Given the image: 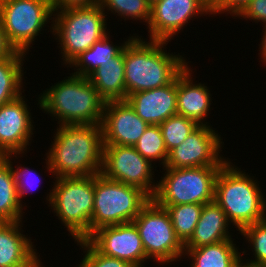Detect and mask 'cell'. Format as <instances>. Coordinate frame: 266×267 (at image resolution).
Masks as SVG:
<instances>
[{
  "instance_id": "d6986e66",
  "label": "cell",
  "mask_w": 266,
  "mask_h": 267,
  "mask_svg": "<svg viewBox=\"0 0 266 267\" xmlns=\"http://www.w3.org/2000/svg\"><path fill=\"white\" fill-rule=\"evenodd\" d=\"M190 71L187 66L177 77V115L192 119L199 125H208L204 120L210 112V90L202 83L193 84Z\"/></svg>"
},
{
  "instance_id": "5bb4252c",
  "label": "cell",
  "mask_w": 266,
  "mask_h": 267,
  "mask_svg": "<svg viewBox=\"0 0 266 267\" xmlns=\"http://www.w3.org/2000/svg\"><path fill=\"white\" fill-rule=\"evenodd\" d=\"M87 240L100 253L127 261L135 267H144V262L148 260L139 231L133 222L101 227Z\"/></svg>"
},
{
  "instance_id": "7402d4cb",
  "label": "cell",
  "mask_w": 266,
  "mask_h": 267,
  "mask_svg": "<svg viewBox=\"0 0 266 267\" xmlns=\"http://www.w3.org/2000/svg\"><path fill=\"white\" fill-rule=\"evenodd\" d=\"M20 153L0 156V222L22 221L23 205L19 201L11 158ZM12 156V157H11Z\"/></svg>"
},
{
  "instance_id": "484cf974",
  "label": "cell",
  "mask_w": 266,
  "mask_h": 267,
  "mask_svg": "<svg viewBox=\"0 0 266 267\" xmlns=\"http://www.w3.org/2000/svg\"><path fill=\"white\" fill-rule=\"evenodd\" d=\"M161 207L168 212L176 236L185 244L194 233L203 204H179Z\"/></svg>"
},
{
  "instance_id": "44dd1931",
  "label": "cell",
  "mask_w": 266,
  "mask_h": 267,
  "mask_svg": "<svg viewBox=\"0 0 266 267\" xmlns=\"http://www.w3.org/2000/svg\"><path fill=\"white\" fill-rule=\"evenodd\" d=\"M124 48L87 78L105 101L126 100Z\"/></svg>"
},
{
  "instance_id": "74e56055",
  "label": "cell",
  "mask_w": 266,
  "mask_h": 267,
  "mask_svg": "<svg viewBox=\"0 0 266 267\" xmlns=\"http://www.w3.org/2000/svg\"><path fill=\"white\" fill-rule=\"evenodd\" d=\"M237 267H266V265L253 264V263L247 262V260L245 263L244 260L241 258L237 264Z\"/></svg>"
},
{
  "instance_id": "d6a6232c",
  "label": "cell",
  "mask_w": 266,
  "mask_h": 267,
  "mask_svg": "<svg viewBox=\"0 0 266 267\" xmlns=\"http://www.w3.org/2000/svg\"><path fill=\"white\" fill-rule=\"evenodd\" d=\"M237 16L257 23L262 21L266 25V0H250L235 17Z\"/></svg>"
},
{
  "instance_id": "d590c367",
  "label": "cell",
  "mask_w": 266,
  "mask_h": 267,
  "mask_svg": "<svg viewBox=\"0 0 266 267\" xmlns=\"http://www.w3.org/2000/svg\"><path fill=\"white\" fill-rule=\"evenodd\" d=\"M14 49L8 44L0 20V60L9 57Z\"/></svg>"
},
{
  "instance_id": "cb8c5ba5",
  "label": "cell",
  "mask_w": 266,
  "mask_h": 267,
  "mask_svg": "<svg viewBox=\"0 0 266 267\" xmlns=\"http://www.w3.org/2000/svg\"><path fill=\"white\" fill-rule=\"evenodd\" d=\"M108 36L107 34L101 40L95 42L91 48L83 52L70 64L69 67H76V69L74 68L76 72L73 74L88 77L93 71L115 58L123 50L125 44L132 38L130 36L121 46H117V44H112Z\"/></svg>"
},
{
  "instance_id": "d4e9b609",
  "label": "cell",
  "mask_w": 266,
  "mask_h": 267,
  "mask_svg": "<svg viewBox=\"0 0 266 267\" xmlns=\"http://www.w3.org/2000/svg\"><path fill=\"white\" fill-rule=\"evenodd\" d=\"M25 53L14 51L9 57L0 60V106L22 94L23 61Z\"/></svg>"
},
{
  "instance_id": "2e32d148",
  "label": "cell",
  "mask_w": 266,
  "mask_h": 267,
  "mask_svg": "<svg viewBox=\"0 0 266 267\" xmlns=\"http://www.w3.org/2000/svg\"><path fill=\"white\" fill-rule=\"evenodd\" d=\"M22 94L0 106V156L24 154L34 134L33 121Z\"/></svg>"
},
{
  "instance_id": "3957f363",
  "label": "cell",
  "mask_w": 266,
  "mask_h": 267,
  "mask_svg": "<svg viewBox=\"0 0 266 267\" xmlns=\"http://www.w3.org/2000/svg\"><path fill=\"white\" fill-rule=\"evenodd\" d=\"M46 90L37 104L58 119L59 126L101 124L106 101L87 77L72 73Z\"/></svg>"
},
{
  "instance_id": "ac0fdd59",
  "label": "cell",
  "mask_w": 266,
  "mask_h": 267,
  "mask_svg": "<svg viewBox=\"0 0 266 267\" xmlns=\"http://www.w3.org/2000/svg\"><path fill=\"white\" fill-rule=\"evenodd\" d=\"M21 225V221L0 222V267H32L40 260Z\"/></svg>"
},
{
  "instance_id": "5b68a950",
  "label": "cell",
  "mask_w": 266,
  "mask_h": 267,
  "mask_svg": "<svg viewBox=\"0 0 266 267\" xmlns=\"http://www.w3.org/2000/svg\"><path fill=\"white\" fill-rule=\"evenodd\" d=\"M46 197L61 223L75 242L91 235L95 175L55 178Z\"/></svg>"
},
{
  "instance_id": "9a60e30c",
  "label": "cell",
  "mask_w": 266,
  "mask_h": 267,
  "mask_svg": "<svg viewBox=\"0 0 266 267\" xmlns=\"http://www.w3.org/2000/svg\"><path fill=\"white\" fill-rule=\"evenodd\" d=\"M148 126L127 100L105 102L101 122L104 145L134 146Z\"/></svg>"
},
{
  "instance_id": "8fae6325",
  "label": "cell",
  "mask_w": 266,
  "mask_h": 267,
  "mask_svg": "<svg viewBox=\"0 0 266 267\" xmlns=\"http://www.w3.org/2000/svg\"><path fill=\"white\" fill-rule=\"evenodd\" d=\"M152 165L134 146L104 145L101 174L109 179L137 187L151 199L158 186V183L153 182Z\"/></svg>"
},
{
  "instance_id": "f35d334b",
  "label": "cell",
  "mask_w": 266,
  "mask_h": 267,
  "mask_svg": "<svg viewBox=\"0 0 266 267\" xmlns=\"http://www.w3.org/2000/svg\"><path fill=\"white\" fill-rule=\"evenodd\" d=\"M32 267H43V265H42L41 261L38 260Z\"/></svg>"
},
{
  "instance_id": "4dcf8cb0",
  "label": "cell",
  "mask_w": 266,
  "mask_h": 267,
  "mask_svg": "<svg viewBox=\"0 0 266 267\" xmlns=\"http://www.w3.org/2000/svg\"><path fill=\"white\" fill-rule=\"evenodd\" d=\"M77 244L84 250L81 262L86 267H135L127 261L100 253L87 239L77 240Z\"/></svg>"
},
{
  "instance_id": "7c38bea8",
  "label": "cell",
  "mask_w": 266,
  "mask_h": 267,
  "mask_svg": "<svg viewBox=\"0 0 266 267\" xmlns=\"http://www.w3.org/2000/svg\"><path fill=\"white\" fill-rule=\"evenodd\" d=\"M206 14L212 15L211 0H159L151 6L149 40L170 42L191 18Z\"/></svg>"
},
{
  "instance_id": "9c48e42d",
  "label": "cell",
  "mask_w": 266,
  "mask_h": 267,
  "mask_svg": "<svg viewBox=\"0 0 266 267\" xmlns=\"http://www.w3.org/2000/svg\"><path fill=\"white\" fill-rule=\"evenodd\" d=\"M52 16L54 11L49 0H0V20L14 51L27 54L44 26L50 20L53 22Z\"/></svg>"
},
{
  "instance_id": "e0dca14e",
  "label": "cell",
  "mask_w": 266,
  "mask_h": 267,
  "mask_svg": "<svg viewBox=\"0 0 266 267\" xmlns=\"http://www.w3.org/2000/svg\"><path fill=\"white\" fill-rule=\"evenodd\" d=\"M126 100L146 123L160 125L177 115V78L168 85L130 94Z\"/></svg>"
},
{
  "instance_id": "f546056e",
  "label": "cell",
  "mask_w": 266,
  "mask_h": 267,
  "mask_svg": "<svg viewBox=\"0 0 266 267\" xmlns=\"http://www.w3.org/2000/svg\"><path fill=\"white\" fill-rule=\"evenodd\" d=\"M240 233L252 246L255 259L248 262L266 265V219L245 227Z\"/></svg>"
},
{
  "instance_id": "8d00e7d4",
  "label": "cell",
  "mask_w": 266,
  "mask_h": 267,
  "mask_svg": "<svg viewBox=\"0 0 266 267\" xmlns=\"http://www.w3.org/2000/svg\"><path fill=\"white\" fill-rule=\"evenodd\" d=\"M264 31H262V32H264L263 33V38H261V44H259V45H261L260 46V56H261V58H262V62H264L265 64H266V25H264V29H263Z\"/></svg>"
},
{
  "instance_id": "603a6c76",
  "label": "cell",
  "mask_w": 266,
  "mask_h": 267,
  "mask_svg": "<svg viewBox=\"0 0 266 267\" xmlns=\"http://www.w3.org/2000/svg\"><path fill=\"white\" fill-rule=\"evenodd\" d=\"M184 249V254L192 259L191 267H237L242 258L232 239Z\"/></svg>"
},
{
  "instance_id": "836d02e7",
  "label": "cell",
  "mask_w": 266,
  "mask_h": 267,
  "mask_svg": "<svg viewBox=\"0 0 266 267\" xmlns=\"http://www.w3.org/2000/svg\"><path fill=\"white\" fill-rule=\"evenodd\" d=\"M250 0H211L212 15L226 13L235 17Z\"/></svg>"
},
{
  "instance_id": "e575fe53",
  "label": "cell",
  "mask_w": 266,
  "mask_h": 267,
  "mask_svg": "<svg viewBox=\"0 0 266 267\" xmlns=\"http://www.w3.org/2000/svg\"><path fill=\"white\" fill-rule=\"evenodd\" d=\"M99 0H52L53 11L67 8L91 7L98 4Z\"/></svg>"
},
{
  "instance_id": "ffe728a7",
  "label": "cell",
  "mask_w": 266,
  "mask_h": 267,
  "mask_svg": "<svg viewBox=\"0 0 266 267\" xmlns=\"http://www.w3.org/2000/svg\"><path fill=\"white\" fill-rule=\"evenodd\" d=\"M228 225L230 223L225 212L215 201L204 204L194 233L184 248H197L232 239Z\"/></svg>"
},
{
  "instance_id": "6da1fadb",
  "label": "cell",
  "mask_w": 266,
  "mask_h": 267,
  "mask_svg": "<svg viewBox=\"0 0 266 267\" xmlns=\"http://www.w3.org/2000/svg\"><path fill=\"white\" fill-rule=\"evenodd\" d=\"M47 156L46 168L55 178L101 173L104 138L101 124L60 125Z\"/></svg>"
},
{
  "instance_id": "1f68e13d",
  "label": "cell",
  "mask_w": 266,
  "mask_h": 267,
  "mask_svg": "<svg viewBox=\"0 0 266 267\" xmlns=\"http://www.w3.org/2000/svg\"><path fill=\"white\" fill-rule=\"evenodd\" d=\"M20 166H18L15 170H14L13 166H12V168H13V173L15 176V183L17 186L19 201L22 204L23 203L22 199H23L24 195L26 193L30 192L31 189L32 190L34 189L32 186L35 185V183L33 184L32 181L37 180V182H36V185H37V183L39 184V179L41 180V178H38V177H40L39 173H37L33 169L31 170L26 166L25 167H22V165H20ZM31 177H34V178H31ZM38 186H36V187L38 188ZM28 188H30V189H28Z\"/></svg>"
},
{
  "instance_id": "52a82bcc",
  "label": "cell",
  "mask_w": 266,
  "mask_h": 267,
  "mask_svg": "<svg viewBox=\"0 0 266 267\" xmlns=\"http://www.w3.org/2000/svg\"><path fill=\"white\" fill-rule=\"evenodd\" d=\"M151 198L141 189L95 175L91 234L104 226L130 223Z\"/></svg>"
},
{
  "instance_id": "f1b7e54d",
  "label": "cell",
  "mask_w": 266,
  "mask_h": 267,
  "mask_svg": "<svg viewBox=\"0 0 266 267\" xmlns=\"http://www.w3.org/2000/svg\"><path fill=\"white\" fill-rule=\"evenodd\" d=\"M199 126L196 121L181 115L171 116L162 122L159 127L167 151L179 146Z\"/></svg>"
},
{
  "instance_id": "ba28073f",
  "label": "cell",
  "mask_w": 266,
  "mask_h": 267,
  "mask_svg": "<svg viewBox=\"0 0 266 267\" xmlns=\"http://www.w3.org/2000/svg\"><path fill=\"white\" fill-rule=\"evenodd\" d=\"M222 166L167 168L152 198L159 206L207 204L214 201L215 182Z\"/></svg>"
},
{
  "instance_id": "7a4b0ae2",
  "label": "cell",
  "mask_w": 266,
  "mask_h": 267,
  "mask_svg": "<svg viewBox=\"0 0 266 267\" xmlns=\"http://www.w3.org/2000/svg\"><path fill=\"white\" fill-rule=\"evenodd\" d=\"M133 36L124 46L126 99L130 94L172 83L187 67L180 54L166 52L165 41ZM163 48V49H162Z\"/></svg>"
},
{
  "instance_id": "4316f807",
  "label": "cell",
  "mask_w": 266,
  "mask_h": 267,
  "mask_svg": "<svg viewBox=\"0 0 266 267\" xmlns=\"http://www.w3.org/2000/svg\"><path fill=\"white\" fill-rule=\"evenodd\" d=\"M134 148L151 163L159 160L162 166H165L168 151L159 125H149Z\"/></svg>"
},
{
  "instance_id": "ab89813d",
  "label": "cell",
  "mask_w": 266,
  "mask_h": 267,
  "mask_svg": "<svg viewBox=\"0 0 266 267\" xmlns=\"http://www.w3.org/2000/svg\"><path fill=\"white\" fill-rule=\"evenodd\" d=\"M159 0H147V2L152 6L155 2H157Z\"/></svg>"
},
{
  "instance_id": "30bf717a",
  "label": "cell",
  "mask_w": 266,
  "mask_h": 267,
  "mask_svg": "<svg viewBox=\"0 0 266 267\" xmlns=\"http://www.w3.org/2000/svg\"><path fill=\"white\" fill-rule=\"evenodd\" d=\"M137 227L146 257L168 264L182 258L184 244L176 236L165 208L151 199L132 221Z\"/></svg>"
},
{
  "instance_id": "83f0119b",
  "label": "cell",
  "mask_w": 266,
  "mask_h": 267,
  "mask_svg": "<svg viewBox=\"0 0 266 267\" xmlns=\"http://www.w3.org/2000/svg\"><path fill=\"white\" fill-rule=\"evenodd\" d=\"M98 5L103 11L107 9L113 14L117 13L115 15L123 17L124 20H142L146 25L150 21L151 5L147 0H99Z\"/></svg>"
},
{
  "instance_id": "4fadbf2b",
  "label": "cell",
  "mask_w": 266,
  "mask_h": 267,
  "mask_svg": "<svg viewBox=\"0 0 266 267\" xmlns=\"http://www.w3.org/2000/svg\"><path fill=\"white\" fill-rule=\"evenodd\" d=\"M216 132L210 125H200L179 146L168 152L164 167L223 166L229 158L219 155L223 142Z\"/></svg>"
},
{
  "instance_id": "277c9868",
  "label": "cell",
  "mask_w": 266,
  "mask_h": 267,
  "mask_svg": "<svg viewBox=\"0 0 266 267\" xmlns=\"http://www.w3.org/2000/svg\"><path fill=\"white\" fill-rule=\"evenodd\" d=\"M240 169L227 161L217 175L214 193V201L239 232L266 219V200L259 183Z\"/></svg>"
},
{
  "instance_id": "8992f818",
  "label": "cell",
  "mask_w": 266,
  "mask_h": 267,
  "mask_svg": "<svg viewBox=\"0 0 266 267\" xmlns=\"http://www.w3.org/2000/svg\"><path fill=\"white\" fill-rule=\"evenodd\" d=\"M106 12L96 4L54 12L51 33L60 44L63 64L69 65L107 33Z\"/></svg>"
},
{
  "instance_id": "60d3db41",
  "label": "cell",
  "mask_w": 266,
  "mask_h": 267,
  "mask_svg": "<svg viewBox=\"0 0 266 267\" xmlns=\"http://www.w3.org/2000/svg\"><path fill=\"white\" fill-rule=\"evenodd\" d=\"M77 267H86L82 262Z\"/></svg>"
}]
</instances>
